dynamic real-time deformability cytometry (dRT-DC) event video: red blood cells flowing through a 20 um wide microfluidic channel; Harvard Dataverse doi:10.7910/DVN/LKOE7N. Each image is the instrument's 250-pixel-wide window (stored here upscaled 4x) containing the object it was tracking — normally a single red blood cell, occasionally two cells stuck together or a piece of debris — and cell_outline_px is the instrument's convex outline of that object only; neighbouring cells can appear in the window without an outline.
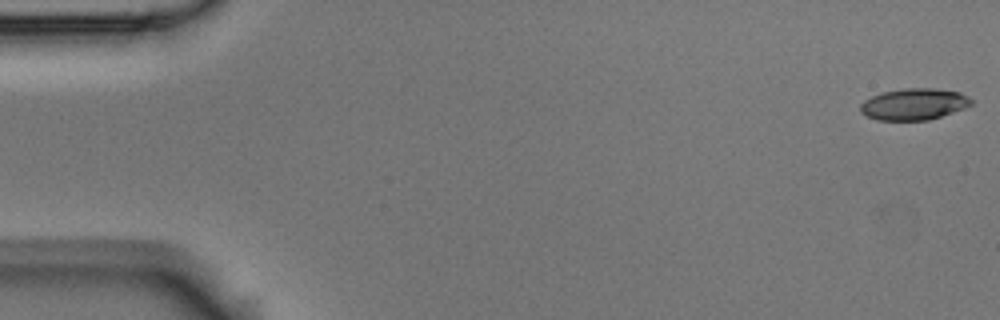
{"species": "Egyptian fruit bat (a non-hibernating species)", "species_latin": "Rousettus aegyptiacus", "temperature_condition": "room temperature", "stored_images_in_passage": 6, "camera_frame_rate_fps": 3000, "um_per_image_px": 0.085, "animal": {"sex": "male"}, "frame": {"image": 1, "passage_image": 1, "time_ms": 0.0, "image_size_px": [1000, 320], "cell_outline_px": [[972, 104], [964, 108], [928, 120], [876, 120], [860, 112], [860, 104], [864, 100], [872, 96], [884, 92], [904, 88], [932, 88], [960, 92], [968, 96], [972, 100]], "centroid_in_image_um": [77.67, 8.85], "position_along_channel_um": 7.3, "area_um2": 20.23}}
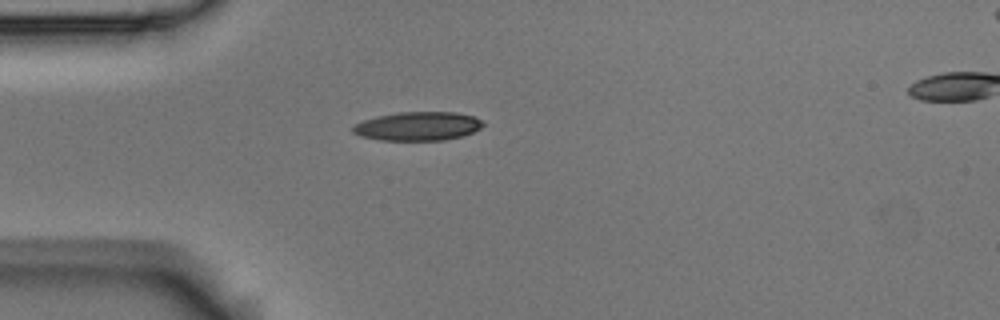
{"frame": {"image": 2, "passage_image": 5, "time_ms": 1.333, "image_size_px": [1000, 320], "cell_outline_px": [[484, 124], [480, 128], [464, 136], [444, 140], [380, 140], [360, 136], [352, 132], [352, 128], [356, 124], [364, 120], [376, 116], [396, 112], [456, 112], [472, 116], [480, 120]], "centroid_in_image_um": [35.5, 10.72], "position_along_channel_um": 49.5, "area_um2": 21.79}}